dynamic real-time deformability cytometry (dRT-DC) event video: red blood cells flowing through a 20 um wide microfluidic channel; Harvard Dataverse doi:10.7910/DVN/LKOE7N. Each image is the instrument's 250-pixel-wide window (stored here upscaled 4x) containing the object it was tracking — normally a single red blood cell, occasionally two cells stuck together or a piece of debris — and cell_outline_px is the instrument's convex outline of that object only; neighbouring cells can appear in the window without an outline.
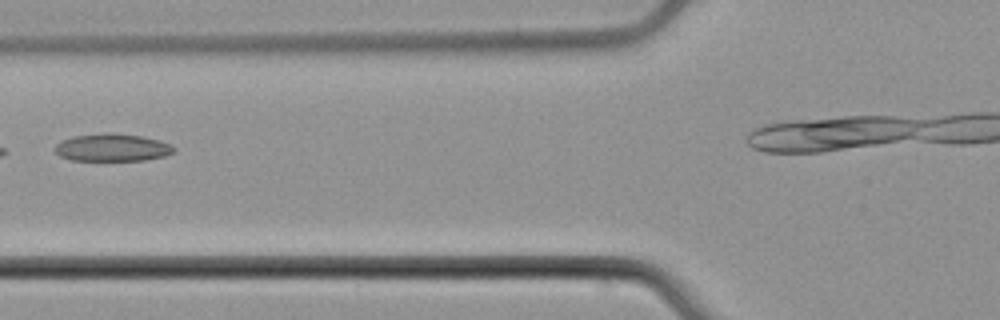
{"species": "common noctule bat (a hibernating species)", "species_latin": "Nyctalus noctula", "temperature_condition": "cold", "stored_images_in_passage": 5, "camera_frame_rate_fps": 3000, "um_per_image_px": 0.085, "animal": {"sex": "male", "body_mass_g": 21.5, "forearm_length_mm": 52.0}, "frame": {"image": 1, "passage_image": 4, "time_ms": 3.667, "image_size_px": [1000, 320], "cell_outline_px": [[176, 148], [172, 152], [164, 156], [144, 160], [72, 160], [60, 156], [52, 148], [60, 140], [72, 136], [104, 132], [112, 132], [140, 136], [160, 140], [172, 144]], "centroid_in_image_um": [9.51, 12.52], "position_along_channel_um": 116.3, "area_um2": 19.31}}